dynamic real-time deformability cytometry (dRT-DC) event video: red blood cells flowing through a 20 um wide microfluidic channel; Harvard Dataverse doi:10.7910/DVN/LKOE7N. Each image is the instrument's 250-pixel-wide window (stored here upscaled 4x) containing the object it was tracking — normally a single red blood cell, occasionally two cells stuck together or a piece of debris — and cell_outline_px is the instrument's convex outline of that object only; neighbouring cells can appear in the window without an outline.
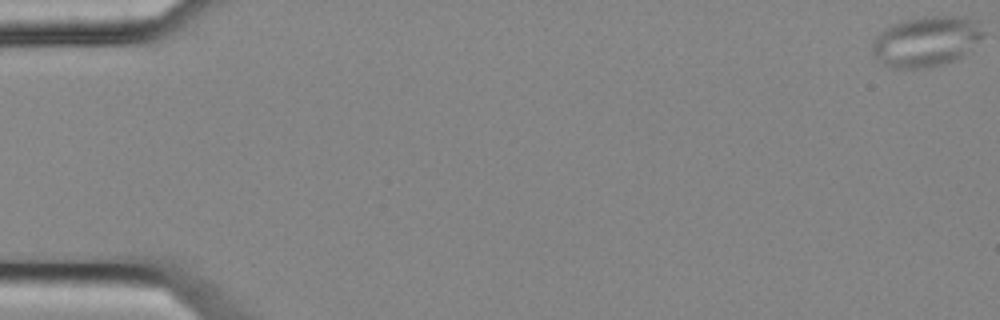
{"species": "common noctule bat (a hibernating species)", "species_latin": "Nyctalus noctula", "temperature_condition": "cold", "stored_images_in_passage": 5, "camera_frame_rate_fps": 3000, "um_per_image_px": 0.085, "animal": {"sex": "female", "body_mass_g": 25.1}, "frame": {"image": 1, "passage_image": 1, "time_ms": 0.0, "image_size_px": [1000, 320], "cell_outline_px": [[984, 36], [964, 56], [956, 60], [944, 64], [928, 68], [896, 68], [884, 64], [872, 52], [872, 40], [884, 28], [892, 24], [908, 20], [932, 16], [960, 16], [976, 20], [984, 32]], "centroid_in_image_um": [78.76, 3.53], "position_along_channel_um": 6.2, "area_um2": 32.54}}